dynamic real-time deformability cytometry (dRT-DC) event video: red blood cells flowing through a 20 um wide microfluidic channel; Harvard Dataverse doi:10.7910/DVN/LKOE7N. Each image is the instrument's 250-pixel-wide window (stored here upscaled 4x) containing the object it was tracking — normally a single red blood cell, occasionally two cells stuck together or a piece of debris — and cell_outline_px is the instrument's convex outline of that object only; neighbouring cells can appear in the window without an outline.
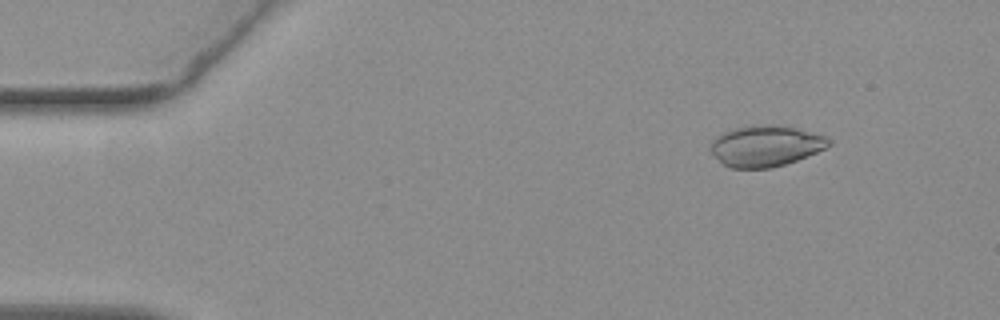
{"species": "common noctule bat (a hibernating species)", "species_latin": "Nyctalus noctula", "temperature_condition": "warm", "stored_images_in_passage": 55, "camera_frame_rate_fps": 3000, "um_per_image_px": 0.085, "animal": {"sex": "female", "body_mass_g": 19.3, "forearm_length_mm": 54.1}, "frame": {"image": 1, "passage_image": 7, "time_ms": 2.0, "image_size_px": [1000, 320], "cell_outline_px": [[832, 140], [824, 148], [816, 152], [796, 160], [772, 168], [732, 168], [724, 164], [712, 152], [712, 140], [716, 136], [724, 132], [736, 128], [752, 124], [776, 124], [796, 128], [824, 136]], "centroid_in_image_um": [65.07, 12.39], "position_along_channel_um": 19.9, "area_um2": 27.86}}
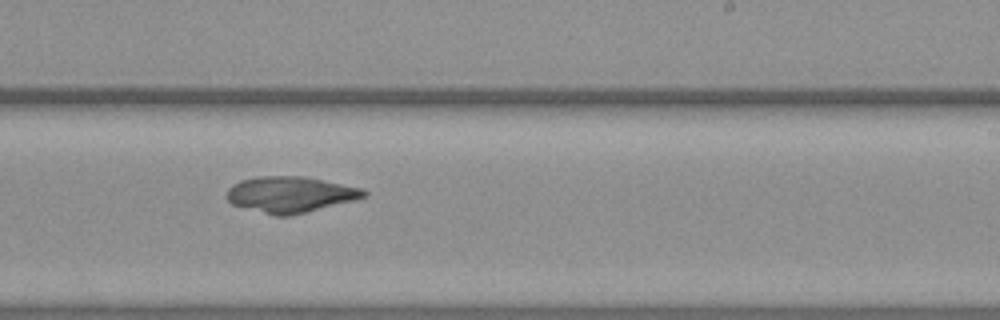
{"frame": {"image": 2, "passage_image": 34, "time_ms": 11.0, "image_size_px": [1000, 320], "cell_outline_px": [[368, 196], [292, 216], [276, 216], [232, 204], [224, 196], [228, 188], [232, 184], [240, 180], [260, 176], [304, 176], [360, 188], [368, 192]], "centroid_in_image_um": [24.63, 16.53], "position_along_channel_um": 264.4, "area_um2": 28.67}}
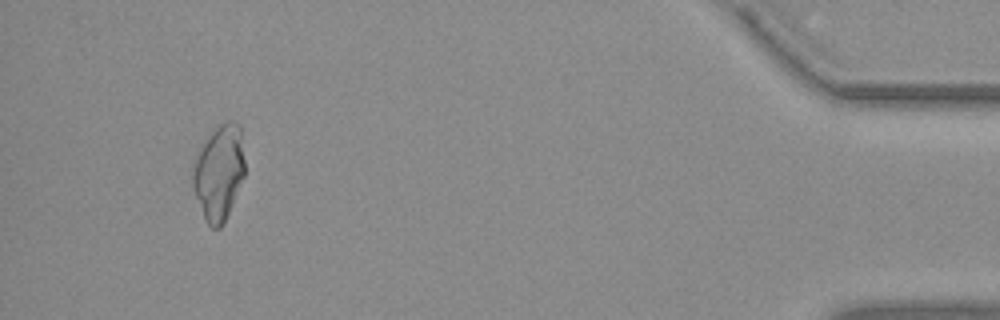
{"frame": {"image": 3, "passage_image": 52, "time_ms": 17.0, "image_size_px": [1000, 320], "cell_outline_px": [[244, 176], [224, 224], [220, 228], [212, 228], [208, 224], [204, 216], [192, 188], [192, 172], [196, 160], [208, 136], [216, 124], [228, 120], [236, 120], [240, 124], [244, 160]], "centroid_in_image_um": [18.63, 14.63], "position_along_channel_um": 416.6, "area_um2": 28.73}, "authors_computed_cell_mechanics": {"area_um2": 28.611, "velocity_mm_per_s": 3.7569, "shape_relaxation_time_tau1_ms": null, "shape_relaxation_time_tau2_ms": 6.0385, "deformation_change_tau1": null, "deformation_change_tau2": 0.0745}}